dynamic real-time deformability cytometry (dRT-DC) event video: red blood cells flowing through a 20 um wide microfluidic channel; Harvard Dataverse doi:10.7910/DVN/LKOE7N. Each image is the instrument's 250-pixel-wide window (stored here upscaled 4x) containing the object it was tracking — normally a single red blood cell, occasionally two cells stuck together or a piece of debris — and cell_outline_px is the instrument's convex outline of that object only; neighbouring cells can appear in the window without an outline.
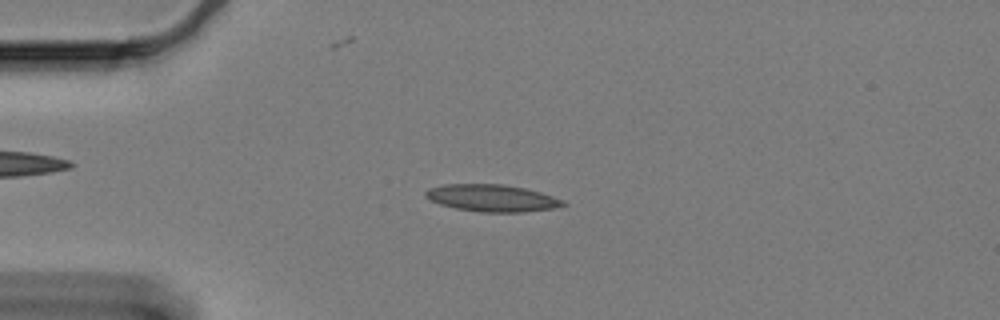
{"species": "Egyptian fruit bat (a non-hibernating species)", "species_latin": "Rousettus aegyptiacus", "temperature_condition": "cold", "stored_images_in_passage": 60, "camera_frame_rate_fps": 3000, "um_per_image_px": 0.085, "animal": {"sex": "female"}, "frame": {"image": 1, "passage_image": 14, "time_ms": 4.333, "image_size_px": [1000, 320], "cell_outline_px": [[568, 204], [552, 208], [520, 212], [480, 212], [456, 208], [440, 204], [424, 196], [424, 192], [428, 188], [444, 184], [504, 184], [524, 188], [540, 192], [564, 200]], "centroid_in_image_um": [41.8, 16.82], "position_along_channel_um": 43.2, "area_um2": 21.56}}
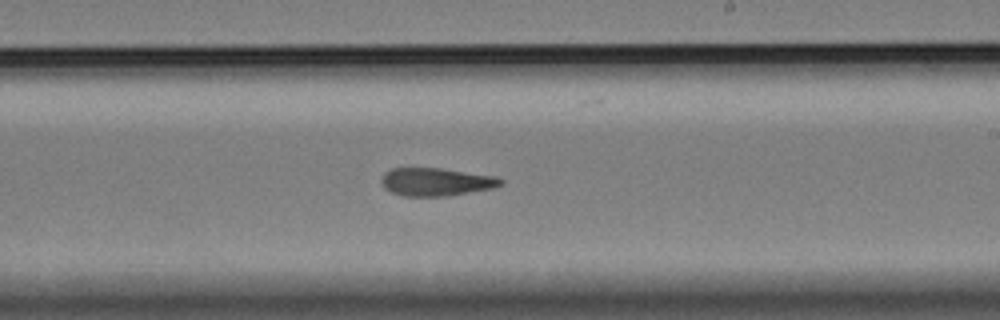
{"frame": {"image": 2, "passage_image": 35, "time_ms": 11.333, "image_size_px": [1000, 320], "cell_outline_px": [[504, 184], [496, 188], [448, 196], [404, 196], [392, 192], [384, 188], [380, 180], [384, 172], [392, 168], [440, 168], [496, 176], [504, 180]], "centroid_in_image_um": [37.1, 15.46], "position_along_channel_um": 251.9, "area_um2": 19.71}}
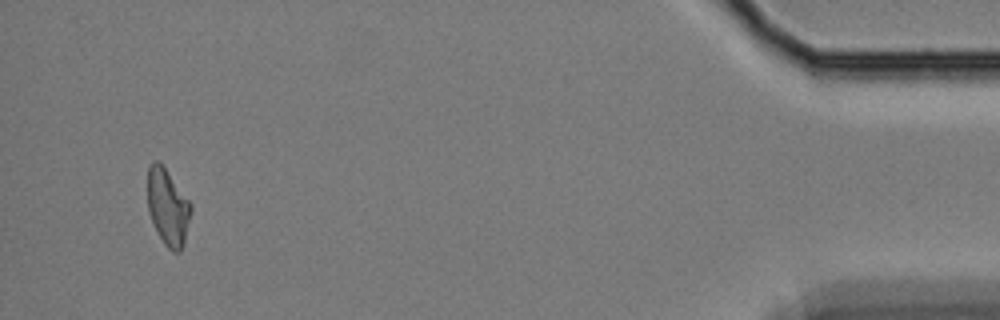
{"frame": {"image": 3, "passage_image": 57, "time_ms": 18.667, "image_size_px": [1000, 320], "cell_outline_px": [[192, 212], [184, 244], [180, 252], [172, 252], [164, 244], [148, 212], [148, 164], [152, 160], [156, 160], [164, 168], [192, 204]], "centroid_in_image_um": [14.28, 17.63], "position_along_channel_um": 420.9, "area_um2": 19.19}, "authors_computed_cell_mechanics": {"area_um2": 19.9699, "velocity_mm_per_s": 3.3014, "shape_relaxation_time_tau1_ms": null, "shape_relaxation_time_tau2_ms": 7.5814, "deformation_change_tau1": null, "deformation_change_tau2": 0.1736}}